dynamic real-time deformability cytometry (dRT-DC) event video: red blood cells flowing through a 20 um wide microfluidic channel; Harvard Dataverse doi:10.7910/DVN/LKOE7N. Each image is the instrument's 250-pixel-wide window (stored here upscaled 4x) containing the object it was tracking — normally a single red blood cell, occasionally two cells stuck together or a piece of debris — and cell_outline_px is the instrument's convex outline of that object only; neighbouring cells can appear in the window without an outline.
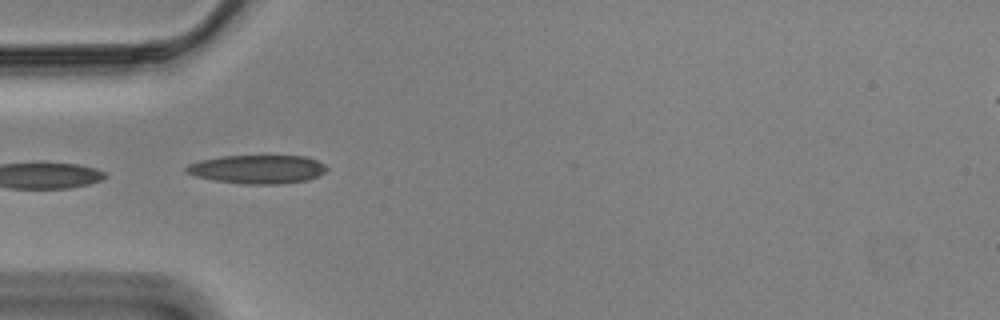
{"species": "Egyptian fruit bat (a non-hibernating species)", "species_latin": "Rousettus aegyptiacus", "temperature_condition": "cold", "stored_images_in_passage": 9, "camera_frame_rate_fps": 3000, "um_per_image_px": 0.085, "animal": {"sex": "male"}, "frame": {"image": 1, "passage_image": 1, "time_ms": 0.0, "image_size_px": [1000, 320], "cell_outline_px": [[328, 168], [324, 172], [308, 180], [280, 184], [248, 184], [212, 180], [196, 176], [184, 172], [184, 168], [188, 164], [200, 160], [220, 156], [304, 156], [316, 160], [324, 164]], "centroid_in_image_um": [21.84, 14.38], "position_along_channel_um": 63.2, "area_um2": 23.41}}